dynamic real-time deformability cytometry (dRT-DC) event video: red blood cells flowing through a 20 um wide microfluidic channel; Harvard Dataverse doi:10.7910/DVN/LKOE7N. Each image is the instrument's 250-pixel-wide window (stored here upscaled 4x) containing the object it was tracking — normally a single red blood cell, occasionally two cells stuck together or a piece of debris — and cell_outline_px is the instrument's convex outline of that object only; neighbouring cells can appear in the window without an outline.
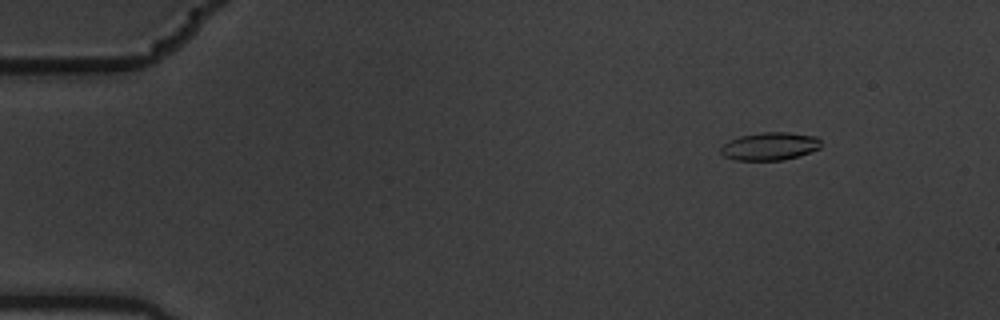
{"species": "common noctule bat (a hibernating species)", "species_latin": "Nyctalus noctula", "temperature_condition": "warm", "stored_images_in_passage": 15, "camera_frame_rate_fps": 3000, "um_per_image_px": 0.085, "animal": {"sex": "male", "body_mass_g": 19.5, "forearm_length_mm": 54.6}, "frame": {"image": 1, "passage_image": 2, "time_ms": 0.333, "image_size_px": [1000, 320], "cell_outline_px": [[820, 148], [800, 156], [784, 160], [736, 160], [724, 156], [720, 152], [720, 148], [728, 140], [740, 136], [760, 132], [788, 132], [816, 136], [820, 140]], "centroid_in_image_um": [65.43, 12.43], "position_along_channel_um": 19.6, "area_um2": 16.42}}
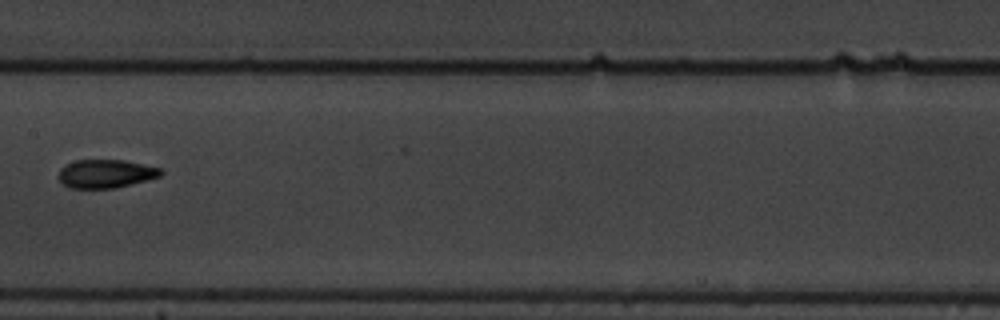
{"frame": {"image": 2, "passage_image": 8, "time_ms": 2.333, "image_size_px": [1000, 320], "cell_outline_px": [[164, 172], [160, 176], [148, 180], [116, 188], [68, 188], [56, 176], [60, 168], [64, 164], [76, 160], [124, 160], [164, 168]], "centroid_in_image_um": [9.0, 14.76], "position_along_channel_um": 198.4, "area_um2": 17.28}}
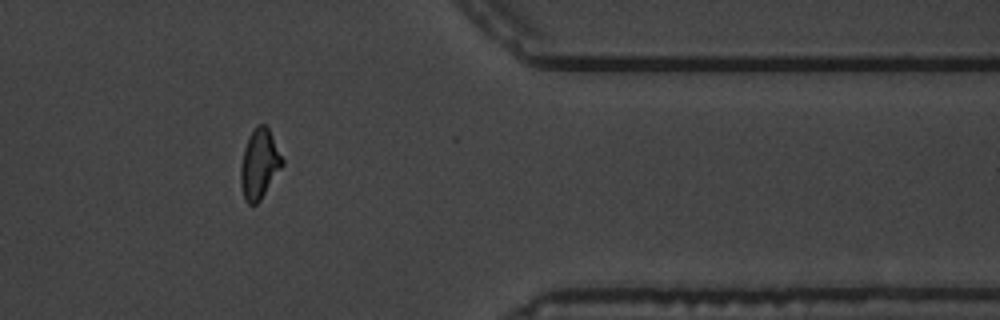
{"frame": {"image": 3, "passage_image": 13, "time_ms": 4.0, "image_size_px": [1000, 320], "cell_outline_px": [[284, 164], [260, 200], [256, 204], [248, 204], [244, 200], [240, 184], [240, 168], [244, 148], [256, 124], [264, 124], [268, 128], [284, 160]], "centroid_in_image_um": [22.04, 13.96], "position_along_channel_um": 389.4, "area_um2": 16.76}}